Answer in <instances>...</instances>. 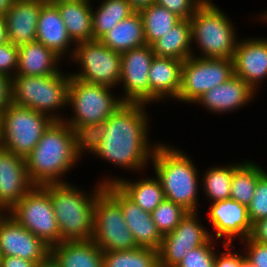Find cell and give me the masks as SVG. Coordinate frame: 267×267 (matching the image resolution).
Listing matches in <instances>:
<instances>
[{"label": "cell", "instance_id": "6da1fadb", "mask_svg": "<svg viewBox=\"0 0 267 267\" xmlns=\"http://www.w3.org/2000/svg\"><path fill=\"white\" fill-rule=\"evenodd\" d=\"M149 107L140 103H123L103 123V140L91 156L131 174L140 175L148 171L154 150L161 141L151 139L153 116L147 110Z\"/></svg>", "mask_w": 267, "mask_h": 267}, {"label": "cell", "instance_id": "7a4b0ae2", "mask_svg": "<svg viewBox=\"0 0 267 267\" xmlns=\"http://www.w3.org/2000/svg\"><path fill=\"white\" fill-rule=\"evenodd\" d=\"M81 162L74 131L64 121H53L25 158L29 179L35 186L70 181L66 179L68 173Z\"/></svg>", "mask_w": 267, "mask_h": 267}, {"label": "cell", "instance_id": "3957f363", "mask_svg": "<svg viewBox=\"0 0 267 267\" xmlns=\"http://www.w3.org/2000/svg\"><path fill=\"white\" fill-rule=\"evenodd\" d=\"M184 150L162 140L154 150L150 167L162 184L165 199L188 212H200L201 170Z\"/></svg>", "mask_w": 267, "mask_h": 267}, {"label": "cell", "instance_id": "277c9868", "mask_svg": "<svg viewBox=\"0 0 267 267\" xmlns=\"http://www.w3.org/2000/svg\"><path fill=\"white\" fill-rule=\"evenodd\" d=\"M42 187L50 195L61 242L91 240L94 204L104 184L96 181L89 191L71 182L44 184Z\"/></svg>", "mask_w": 267, "mask_h": 267}, {"label": "cell", "instance_id": "5b68a950", "mask_svg": "<svg viewBox=\"0 0 267 267\" xmlns=\"http://www.w3.org/2000/svg\"><path fill=\"white\" fill-rule=\"evenodd\" d=\"M190 24L192 56L233 59L240 38L238 26L214 0H206L190 18Z\"/></svg>", "mask_w": 267, "mask_h": 267}, {"label": "cell", "instance_id": "8992f818", "mask_svg": "<svg viewBox=\"0 0 267 267\" xmlns=\"http://www.w3.org/2000/svg\"><path fill=\"white\" fill-rule=\"evenodd\" d=\"M63 70L49 76H14L12 104L46 114L53 121H63L71 78L70 70Z\"/></svg>", "mask_w": 267, "mask_h": 267}, {"label": "cell", "instance_id": "52a82bcc", "mask_svg": "<svg viewBox=\"0 0 267 267\" xmlns=\"http://www.w3.org/2000/svg\"><path fill=\"white\" fill-rule=\"evenodd\" d=\"M117 92L112 87L87 83L71 76L68 96V112L71 110V114L65 113L63 121L72 129L78 125L104 123L124 103Z\"/></svg>", "mask_w": 267, "mask_h": 267}, {"label": "cell", "instance_id": "ba28073f", "mask_svg": "<svg viewBox=\"0 0 267 267\" xmlns=\"http://www.w3.org/2000/svg\"><path fill=\"white\" fill-rule=\"evenodd\" d=\"M52 122L46 114L11 103L0 115V146L26 158Z\"/></svg>", "mask_w": 267, "mask_h": 267}, {"label": "cell", "instance_id": "9c48e42d", "mask_svg": "<svg viewBox=\"0 0 267 267\" xmlns=\"http://www.w3.org/2000/svg\"><path fill=\"white\" fill-rule=\"evenodd\" d=\"M71 61V63H70ZM70 65L76 67L70 75L81 81L117 89L121 76V53L111 50L99 40L75 44Z\"/></svg>", "mask_w": 267, "mask_h": 267}, {"label": "cell", "instance_id": "30bf717a", "mask_svg": "<svg viewBox=\"0 0 267 267\" xmlns=\"http://www.w3.org/2000/svg\"><path fill=\"white\" fill-rule=\"evenodd\" d=\"M233 76L232 59L191 56L183 61L181 88L174 102L193 105L205 92Z\"/></svg>", "mask_w": 267, "mask_h": 267}, {"label": "cell", "instance_id": "8fae6325", "mask_svg": "<svg viewBox=\"0 0 267 267\" xmlns=\"http://www.w3.org/2000/svg\"><path fill=\"white\" fill-rule=\"evenodd\" d=\"M102 251L137 248L123 217L120 204L103 188L94 204V231L91 239Z\"/></svg>", "mask_w": 267, "mask_h": 267}, {"label": "cell", "instance_id": "7c38bea8", "mask_svg": "<svg viewBox=\"0 0 267 267\" xmlns=\"http://www.w3.org/2000/svg\"><path fill=\"white\" fill-rule=\"evenodd\" d=\"M8 213L50 247L61 242L50 195L42 186H34Z\"/></svg>", "mask_w": 267, "mask_h": 267}, {"label": "cell", "instance_id": "4fadbf2b", "mask_svg": "<svg viewBox=\"0 0 267 267\" xmlns=\"http://www.w3.org/2000/svg\"><path fill=\"white\" fill-rule=\"evenodd\" d=\"M201 213L203 212H188L172 232L163 236L159 249L160 266L176 267L188 251L211 239L210 228L207 227L208 224H203Z\"/></svg>", "mask_w": 267, "mask_h": 267}, {"label": "cell", "instance_id": "5bb4252c", "mask_svg": "<svg viewBox=\"0 0 267 267\" xmlns=\"http://www.w3.org/2000/svg\"><path fill=\"white\" fill-rule=\"evenodd\" d=\"M154 56L152 46L147 44L121 53L118 89L124 103L149 105V69Z\"/></svg>", "mask_w": 267, "mask_h": 267}, {"label": "cell", "instance_id": "9a60e30c", "mask_svg": "<svg viewBox=\"0 0 267 267\" xmlns=\"http://www.w3.org/2000/svg\"><path fill=\"white\" fill-rule=\"evenodd\" d=\"M207 217L211 238L223 242L237 244L249 237L252 224L248 217L246 205L231 198L215 201L207 205ZM215 232V233H214ZM223 239V240H222ZM239 240V241H238Z\"/></svg>", "mask_w": 267, "mask_h": 267}, {"label": "cell", "instance_id": "2e32d148", "mask_svg": "<svg viewBox=\"0 0 267 267\" xmlns=\"http://www.w3.org/2000/svg\"><path fill=\"white\" fill-rule=\"evenodd\" d=\"M1 256H16L39 264L50 257V246L20 225L8 212H0Z\"/></svg>", "mask_w": 267, "mask_h": 267}, {"label": "cell", "instance_id": "e0dca14e", "mask_svg": "<svg viewBox=\"0 0 267 267\" xmlns=\"http://www.w3.org/2000/svg\"><path fill=\"white\" fill-rule=\"evenodd\" d=\"M246 36L241 34L236 45L232 59L234 75L260 94L261 85L267 79V36Z\"/></svg>", "mask_w": 267, "mask_h": 267}, {"label": "cell", "instance_id": "ac0fdd59", "mask_svg": "<svg viewBox=\"0 0 267 267\" xmlns=\"http://www.w3.org/2000/svg\"><path fill=\"white\" fill-rule=\"evenodd\" d=\"M257 93L241 78L231 77L208 92H205L194 105L202 106L211 116L236 113L254 102Z\"/></svg>", "mask_w": 267, "mask_h": 267}, {"label": "cell", "instance_id": "d6986e66", "mask_svg": "<svg viewBox=\"0 0 267 267\" xmlns=\"http://www.w3.org/2000/svg\"><path fill=\"white\" fill-rule=\"evenodd\" d=\"M34 186L25 158L0 146V212H8Z\"/></svg>", "mask_w": 267, "mask_h": 267}, {"label": "cell", "instance_id": "ffe728a7", "mask_svg": "<svg viewBox=\"0 0 267 267\" xmlns=\"http://www.w3.org/2000/svg\"><path fill=\"white\" fill-rule=\"evenodd\" d=\"M104 189L120 204L124 220L137 246L159 250L163 236L153 222L151 213L129 199L114 183L105 184Z\"/></svg>", "mask_w": 267, "mask_h": 267}, {"label": "cell", "instance_id": "44dd1931", "mask_svg": "<svg viewBox=\"0 0 267 267\" xmlns=\"http://www.w3.org/2000/svg\"><path fill=\"white\" fill-rule=\"evenodd\" d=\"M182 65L179 59L154 56L149 69V106L174 103L181 88Z\"/></svg>", "mask_w": 267, "mask_h": 267}, {"label": "cell", "instance_id": "7402d4cb", "mask_svg": "<svg viewBox=\"0 0 267 267\" xmlns=\"http://www.w3.org/2000/svg\"><path fill=\"white\" fill-rule=\"evenodd\" d=\"M145 173V174H144ZM143 172L136 179L132 177H122L115 175H107L97 179L102 184H115L129 199L140 206L146 212H153L155 208L165 199L164 191L160 180L151 173V176ZM112 175V176H111ZM146 176V177H145Z\"/></svg>", "mask_w": 267, "mask_h": 267}, {"label": "cell", "instance_id": "603a6c76", "mask_svg": "<svg viewBox=\"0 0 267 267\" xmlns=\"http://www.w3.org/2000/svg\"><path fill=\"white\" fill-rule=\"evenodd\" d=\"M43 0H15L3 15L10 43L16 46L36 41Z\"/></svg>", "mask_w": 267, "mask_h": 267}, {"label": "cell", "instance_id": "cb8c5ba5", "mask_svg": "<svg viewBox=\"0 0 267 267\" xmlns=\"http://www.w3.org/2000/svg\"><path fill=\"white\" fill-rule=\"evenodd\" d=\"M36 41L54 51L63 60L72 58L75 44L68 36L60 12L54 4L45 3L39 15Z\"/></svg>", "mask_w": 267, "mask_h": 267}, {"label": "cell", "instance_id": "d4e9b609", "mask_svg": "<svg viewBox=\"0 0 267 267\" xmlns=\"http://www.w3.org/2000/svg\"><path fill=\"white\" fill-rule=\"evenodd\" d=\"M15 76H49L60 72L66 63L54 51L35 41L18 46ZM63 62V63H62Z\"/></svg>", "mask_w": 267, "mask_h": 267}, {"label": "cell", "instance_id": "484cf974", "mask_svg": "<svg viewBox=\"0 0 267 267\" xmlns=\"http://www.w3.org/2000/svg\"><path fill=\"white\" fill-rule=\"evenodd\" d=\"M50 257L58 267H103V251L92 240L60 242Z\"/></svg>", "mask_w": 267, "mask_h": 267}, {"label": "cell", "instance_id": "4316f807", "mask_svg": "<svg viewBox=\"0 0 267 267\" xmlns=\"http://www.w3.org/2000/svg\"><path fill=\"white\" fill-rule=\"evenodd\" d=\"M74 44L94 40L92 0L61 1L54 4Z\"/></svg>", "mask_w": 267, "mask_h": 267}, {"label": "cell", "instance_id": "83f0119b", "mask_svg": "<svg viewBox=\"0 0 267 267\" xmlns=\"http://www.w3.org/2000/svg\"><path fill=\"white\" fill-rule=\"evenodd\" d=\"M99 41L119 53L146 45L143 22L139 12L135 11L117 23Z\"/></svg>", "mask_w": 267, "mask_h": 267}, {"label": "cell", "instance_id": "f1b7e54d", "mask_svg": "<svg viewBox=\"0 0 267 267\" xmlns=\"http://www.w3.org/2000/svg\"><path fill=\"white\" fill-rule=\"evenodd\" d=\"M157 57L185 61L192 56L190 19H181L163 37L152 45Z\"/></svg>", "mask_w": 267, "mask_h": 267}, {"label": "cell", "instance_id": "f546056e", "mask_svg": "<svg viewBox=\"0 0 267 267\" xmlns=\"http://www.w3.org/2000/svg\"><path fill=\"white\" fill-rule=\"evenodd\" d=\"M228 162L227 164H219L216 166H210L204 171H200L201 179V195L204 200L209 201L207 204L213 203L219 200H225L230 198L231 194V182L233 171L244 161ZM230 163V164H229Z\"/></svg>", "mask_w": 267, "mask_h": 267}, {"label": "cell", "instance_id": "4dcf8cb0", "mask_svg": "<svg viewBox=\"0 0 267 267\" xmlns=\"http://www.w3.org/2000/svg\"><path fill=\"white\" fill-rule=\"evenodd\" d=\"M92 1V25L94 40H99L117 23L135 12L127 0Z\"/></svg>", "mask_w": 267, "mask_h": 267}, {"label": "cell", "instance_id": "1f68e13d", "mask_svg": "<svg viewBox=\"0 0 267 267\" xmlns=\"http://www.w3.org/2000/svg\"><path fill=\"white\" fill-rule=\"evenodd\" d=\"M266 169L259 161L245 159L233 171L230 198L248 206L254 196L258 179Z\"/></svg>", "mask_w": 267, "mask_h": 267}, {"label": "cell", "instance_id": "d6a6232c", "mask_svg": "<svg viewBox=\"0 0 267 267\" xmlns=\"http://www.w3.org/2000/svg\"><path fill=\"white\" fill-rule=\"evenodd\" d=\"M138 12L143 22L145 42L150 46L181 20L176 14L156 3H152Z\"/></svg>", "mask_w": 267, "mask_h": 267}, {"label": "cell", "instance_id": "836d02e7", "mask_svg": "<svg viewBox=\"0 0 267 267\" xmlns=\"http://www.w3.org/2000/svg\"><path fill=\"white\" fill-rule=\"evenodd\" d=\"M159 250L137 247L132 250L103 251V267H158Z\"/></svg>", "mask_w": 267, "mask_h": 267}, {"label": "cell", "instance_id": "e575fe53", "mask_svg": "<svg viewBox=\"0 0 267 267\" xmlns=\"http://www.w3.org/2000/svg\"><path fill=\"white\" fill-rule=\"evenodd\" d=\"M188 213L182 206L164 199L153 212L151 216L158 231L162 236L172 232L180 221Z\"/></svg>", "mask_w": 267, "mask_h": 267}, {"label": "cell", "instance_id": "d590c367", "mask_svg": "<svg viewBox=\"0 0 267 267\" xmlns=\"http://www.w3.org/2000/svg\"><path fill=\"white\" fill-rule=\"evenodd\" d=\"M73 131L77 154L83 160L85 155L91 156L100 146L105 130L103 123H97L78 125Z\"/></svg>", "mask_w": 267, "mask_h": 267}, {"label": "cell", "instance_id": "8d00e7d4", "mask_svg": "<svg viewBox=\"0 0 267 267\" xmlns=\"http://www.w3.org/2000/svg\"><path fill=\"white\" fill-rule=\"evenodd\" d=\"M216 241L211 238L206 244L188 251L176 267H214L216 251L224 244Z\"/></svg>", "mask_w": 267, "mask_h": 267}, {"label": "cell", "instance_id": "74e56055", "mask_svg": "<svg viewBox=\"0 0 267 267\" xmlns=\"http://www.w3.org/2000/svg\"><path fill=\"white\" fill-rule=\"evenodd\" d=\"M247 209L251 224L267 218V170L259 177L254 196Z\"/></svg>", "mask_w": 267, "mask_h": 267}, {"label": "cell", "instance_id": "f35d334b", "mask_svg": "<svg viewBox=\"0 0 267 267\" xmlns=\"http://www.w3.org/2000/svg\"><path fill=\"white\" fill-rule=\"evenodd\" d=\"M206 0H154V3L167 8L181 19H190Z\"/></svg>", "mask_w": 267, "mask_h": 267}, {"label": "cell", "instance_id": "ab89813d", "mask_svg": "<svg viewBox=\"0 0 267 267\" xmlns=\"http://www.w3.org/2000/svg\"><path fill=\"white\" fill-rule=\"evenodd\" d=\"M236 245L224 243L221 249L216 251L214 267H241V262L246 256L243 249L236 250Z\"/></svg>", "mask_w": 267, "mask_h": 267}, {"label": "cell", "instance_id": "60d3db41", "mask_svg": "<svg viewBox=\"0 0 267 267\" xmlns=\"http://www.w3.org/2000/svg\"><path fill=\"white\" fill-rule=\"evenodd\" d=\"M18 46L9 41L0 44V74L13 78L18 64Z\"/></svg>", "mask_w": 267, "mask_h": 267}, {"label": "cell", "instance_id": "b9f144b4", "mask_svg": "<svg viewBox=\"0 0 267 267\" xmlns=\"http://www.w3.org/2000/svg\"><path fill=\"white\" fill-rule=\"evenodd\" d=\"M238 244H242L243 247L240 246V248L255 267H267V244L251 240L249 237Z\"/></svg>", "mask_w": 267, "mask_h": 267}, {"label": "cell", "instance_id": "7bdbcfd3", "mask_svg": "<svg viewBox=\"0 0 267 267\" xmlns=\"http://www.w3.org/2000/svg\"><path fill=\"white\" fill-rule=\"evenodd\" d=\"M12 103V78L0 74V115Z\"/></svg>", "mask_w": 267, "mask_h": 267}, {"label": "cell", "instance_id": "ee69618b", "mask_svg": "<svg viewBox=\"0 0 267 267\" xmlns=\"http://www.w3.org/2000/svg\"><path fill=\"white\" fill-rule=\"evenodd\" d=\"M249 238L259 243L267 244V218L260 219L252 224Z\"/></svg>", "mask_w": 267, "mask_h": 267}, {"label": "cell", "instance_id": "f6af8a7d", "mask_svg": "<svg viewBox=\"0 0 267 267\" xmlns=\"http://www.w3.org/2000/svg\"><path fill=\"white\" fill-rule=\"evenodd\" d=\"M35 263L16 256H1L0 267H35Z\"/></svg>", "mask_w": 267, "mask_h": 267}, {"label": "cell", "instance_id": "bcb514c9", "mask_svg": "<svg viewBox=\"0 0 267 267\" xmlns=\"http://www.w3.org/2000/svg\"><path fill=\"white\" fill-rule=\"evenodd\" d=\"M130 3V6L135 10L139 11L145 7H148L150 4L154 3V0H127Z\"/></svg>", "mask_w": 267, "mask_h": 267}, {"label": "cell", "instance_id": "7dc6e473", "mask_svg": "<svg viewBox=\"0 0 267 267\" xmlns=\"http://www.w3.org/2000/svg\"><path fill=\"white\" fill-rule=\"evenodd\" d=\"M5 19L0 15V44L8 42Z\"/></svg>", "mask_w": 267, "mask_h": 267}, {"label": "cell", "instance_id": "c3c4849f", "mask_svg": "<svg viewBox=\"0 0 267 267\" xmlns=\"http://www.w3.org/2000/svg\"><path fill=\"white\" fill-rule=\"evenodd\" d=\"M267 8H265V10H260L259 11V13L258 12H256V15H255V17L253 18V21H251V22H255L256 23V21H258V23H264V25L265 24H267V10H266ZM254 19H255V21H254Z\"/></svg>", "mask_w": 267, "mask_h": 267}, {"label": "cell", "instance_id": "681fc988", "mask_svg": "<svg viewBox=\"0 0 267 267\" xmlns=\"http://www.w3.org/2000/svg\"><path fill=\"white\" fill-rule=\"evenodd\" d=\"M15 0H0V15L3 16Z\"/></svg>", "mask_w": 267, "mask_h": 267}, {"label": "cell", "instance_id": "f907efd6", "mask_svg": "<svg viewBox=\"0 0 267 267\" xmlns=\"http://www.w3.org/2000/svg\"><path fill=\"white\" fill-rule=\"evenodd\" d=\"M35 267H58L57 264L49 257L43 263L36 264Z\"/></svg>", "mask_w": 267, "mask_h": 267}, {"label": "cell", "instance_id": "816d5d0a", "mask_svg": "<svg viewBox=\"0 0 267 267\" xmlns=\"http://www.w3.org/2000/svg\"><path fill=\"white\" fill-rule=\"evenodd\" d=\"M241 267H255L246 257L241 262Z\"/></svg>", "mask_w": 267, "mask_h": 267}, {"label": "cell", "instance_id": "f5cc1de1", "mask_svg": "<svg viewBox=\"0 0 267 267\" xmlns=\"http://www.w3.org/2000/svg\"><path fill=\"white\" fill-rule=\"evenodd\" d=\"M47 4H55L61 1H73V0H43Z\"/></svg>", "mask_w": 267, "mask_h": 267}]
</instances>
